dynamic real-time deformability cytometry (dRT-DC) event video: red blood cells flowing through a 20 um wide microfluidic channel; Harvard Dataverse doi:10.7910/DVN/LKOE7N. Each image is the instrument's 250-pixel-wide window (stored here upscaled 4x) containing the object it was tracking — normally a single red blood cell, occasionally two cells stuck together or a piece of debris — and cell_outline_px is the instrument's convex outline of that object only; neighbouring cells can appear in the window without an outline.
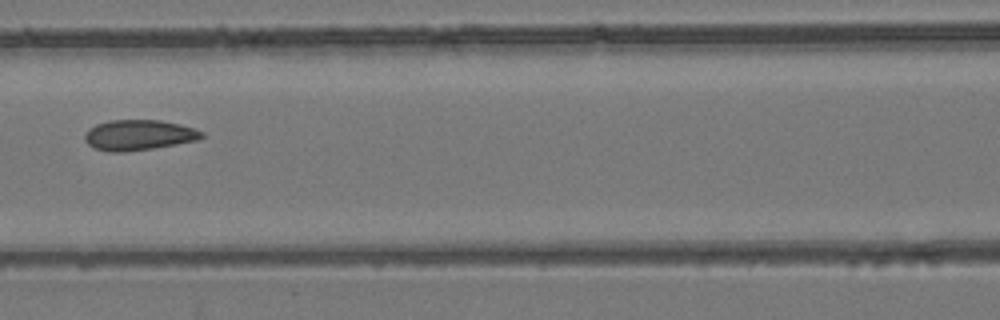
{"species": "common noctule bat (a hibernating species)", "species_latin": "Nyctalus noctula", "temperature_condition": "room temperature", "stored_images_in_passage": 8, "camera_frame_rate_fps": 3000, "um_per_image_px": 0.085, "animal": {"sex": "female", "body_mass_g": 24.6, "forearm_length_mm": 56.2}, "frame": {"image": 1, "passage_image": 8, "time_ms": 7.667, "image_size_px": [1000, 320], "cell_outline_px": [[204, 136], [196, 140], [176, 144], [152, 148], [124, 152], [108, 152], [96, 148], [88, 144], [84, 140], [84, 132], [88, 128], [96, 124], [108, 120], [160, 120], [180, 124], [196, 128], [204, 132]], "centroid_in_image_um": [11.77, 11.47], "position_along_channel_um": 154.8, "area_um2": 20.87}}